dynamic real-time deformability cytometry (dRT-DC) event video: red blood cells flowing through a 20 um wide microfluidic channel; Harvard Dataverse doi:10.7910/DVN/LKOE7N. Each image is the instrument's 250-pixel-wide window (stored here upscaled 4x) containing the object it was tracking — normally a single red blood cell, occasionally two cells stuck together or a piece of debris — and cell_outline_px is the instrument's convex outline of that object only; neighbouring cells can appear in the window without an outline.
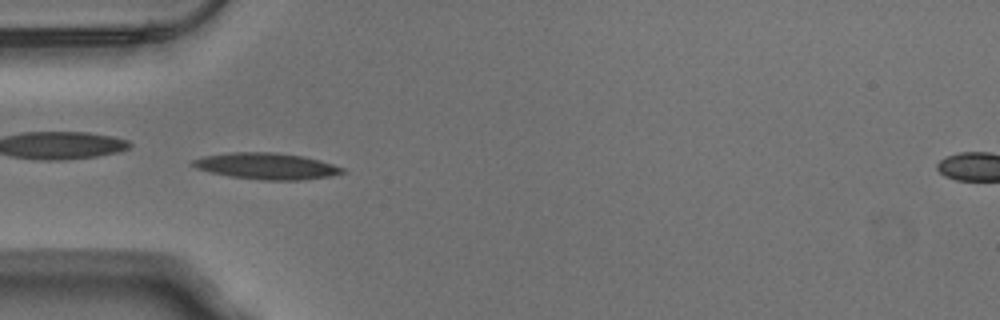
{"species": "Egyptian fruit bat (a non-hibernating species)", "species_latin": "Rousettus aegyptiacus", "temperature_condition": "warm", "stored_images_in_passage": 52, "camera_frame_rate_fps": 3000, "um_per_image_px": 0.085, "animal": {"sex": "male"}, "frame": {"image": 1, "passage_image": 15, "time_ms": 4.667, "image_size_px": [1000, 320], "cell_outline_px": [[344, 172], [328, 176], [300, 180], [264, 180], [228, 176], [196, 168], [188, 164], [192, 160], [204, 156], [232, 152], [276, 152], [304, 156], [320, 160], [344, 168]], "centroid_in_image_um": [22.62, 14.11], "position_along_channel_um": 62.4, "area_um2": 22.89}}
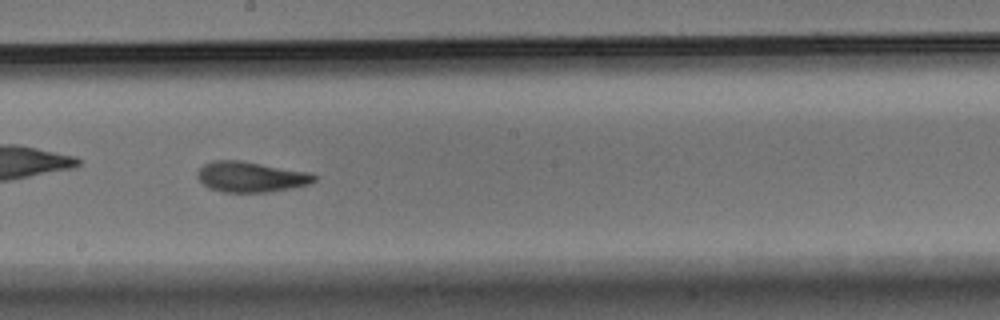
{"frame": {"image": 2, "passage_image": 28, "time_ms": 9.0, "image_size_px": [1000, 320], "cell_outline_px": [[316, 180], [308, 184], [292, 188], [268, 192], [224, 192], [208, 188], [196, 176], [196, 172], [204, 164], [212, 160], [240, 160], [308, 172], [316, 176]], "centroid_in_image_um": [21.28, 15.03], "position_along_channel_um": 226.9, "area_um2": 20.69}}
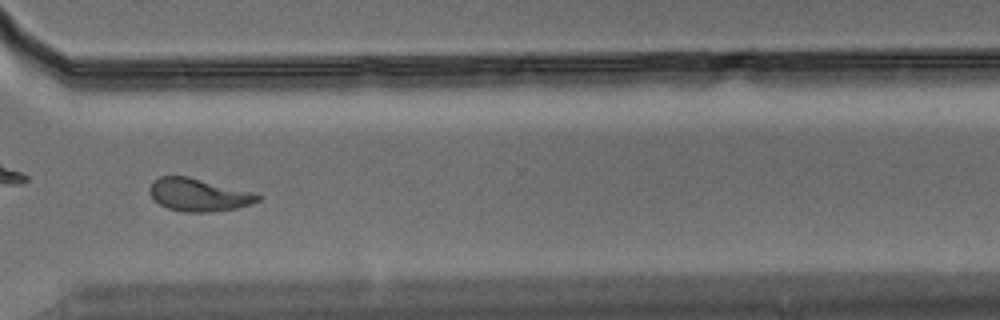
{"frame": {"image": 3, "passage_image": 38, "time_ms": 12.333, "image_size_px": [1000, 320], "cell_outline_px": [[260, 200], [252, 204], [236, 208], [212, 212], [184, 212], [168, 208], [160, 204], [148, 192], [148, 188], [152, 180], [160, 176], [188, 176], [252, 192], [260, 196]], "centroid_in_image_um": [16.85, 16.56], "position_along_channel_um": 353.7, "area_um2": 20.63}, "authors_computed_cell_mechanics": {"area_um2": 20.6924, "velocity_mm_per_s": 3.8056, "shape_relaxation_time_tau1_ms": 4.8066, "shape_relaxation_time_tau2_ms": 2.1494, "deformation_change_tau1": 0.1961, "deformation_change_tau2": 0.099}}